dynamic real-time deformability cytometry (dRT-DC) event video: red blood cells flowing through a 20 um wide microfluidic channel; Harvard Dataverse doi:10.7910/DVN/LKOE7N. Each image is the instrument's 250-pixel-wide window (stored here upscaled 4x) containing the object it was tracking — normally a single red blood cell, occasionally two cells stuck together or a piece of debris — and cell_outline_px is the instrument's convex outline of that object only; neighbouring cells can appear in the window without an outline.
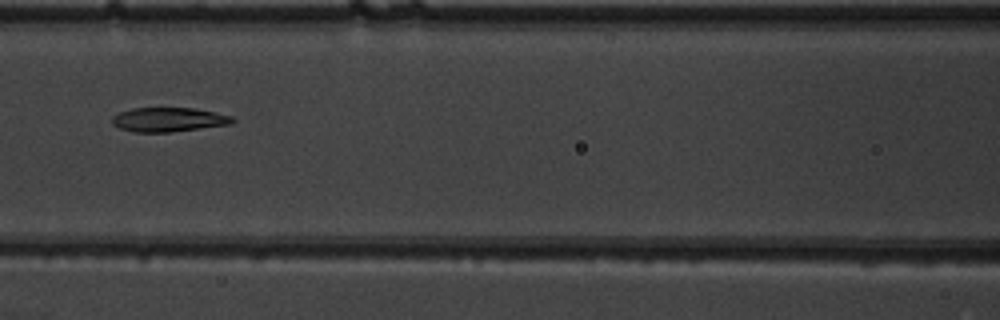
{"species": "common noctule bat (a hibernating species)", "species_latin": "Nyctalus noctula", "temperature_condition": "warm", "stored_images_in_passage": 8, "camera_frame_rate_fps": 3000, "um_per_image_px": 0.085, "animal": {"sex": "male", "body_mass_g": 19.5, "forearm_length_mm": 54.6}, "frame": {"image": 1, "passage_image": 8, "time_ms": 2.333, "image_size_px": [1000, 320], "cell_outline_px": [[236, 120], [232, 124], [168, 132], [136, 132], [120, 128], [112, 124], [112, 116], [120, 112], [132, 108], [196, 108], [232, 116]], "centroid_in_image_um": [14.34, 10.16], "position_along_channel_um": 152.3, "area_um2": 16.94}}